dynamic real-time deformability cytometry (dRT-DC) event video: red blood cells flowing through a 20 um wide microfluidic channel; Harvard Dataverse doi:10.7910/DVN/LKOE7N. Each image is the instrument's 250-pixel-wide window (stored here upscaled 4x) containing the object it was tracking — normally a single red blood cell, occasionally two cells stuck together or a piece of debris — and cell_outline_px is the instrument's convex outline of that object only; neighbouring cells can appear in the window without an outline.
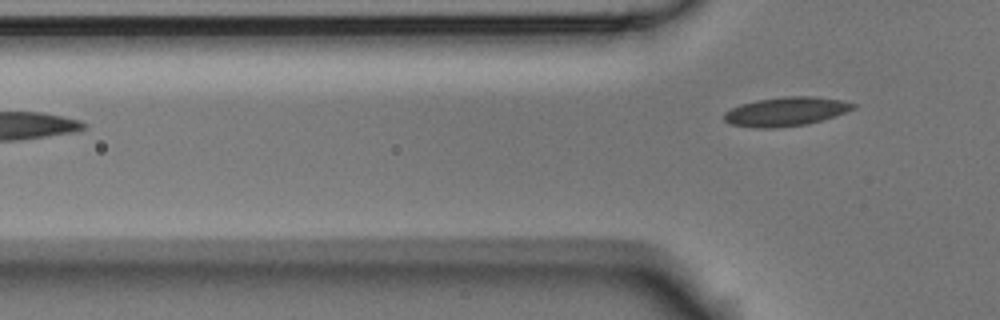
{"species": "Egyptian fruit bat (a non-hibernating species)", "species_latin": "Rousettus aegyptiacus", "temperature_condition": "room temperature", "stored_images_in_passage": 3, "camera_frame_rate_fps": 3000, "um_per_image_px": 0.085, "animal": {"sex": "male"}, "frame": {"image": 1, "passage_image": 3, "time_ms": 0.667, "image_size_px": [1000, 320], "cell_outline_px": [[856, 108], [848, 112], [836, 116], [808, 124], [776, 128], [756, 128], [732, 124], [724, 120], [724, 112], [740, 104], [756, 100], [784, 96], [812, 96], [844, 100], [856, 104]], "centroid_in_image_um": [66.85, 9.48], "position_along_channel_um": 59.0, "area_um2": 22.02}}